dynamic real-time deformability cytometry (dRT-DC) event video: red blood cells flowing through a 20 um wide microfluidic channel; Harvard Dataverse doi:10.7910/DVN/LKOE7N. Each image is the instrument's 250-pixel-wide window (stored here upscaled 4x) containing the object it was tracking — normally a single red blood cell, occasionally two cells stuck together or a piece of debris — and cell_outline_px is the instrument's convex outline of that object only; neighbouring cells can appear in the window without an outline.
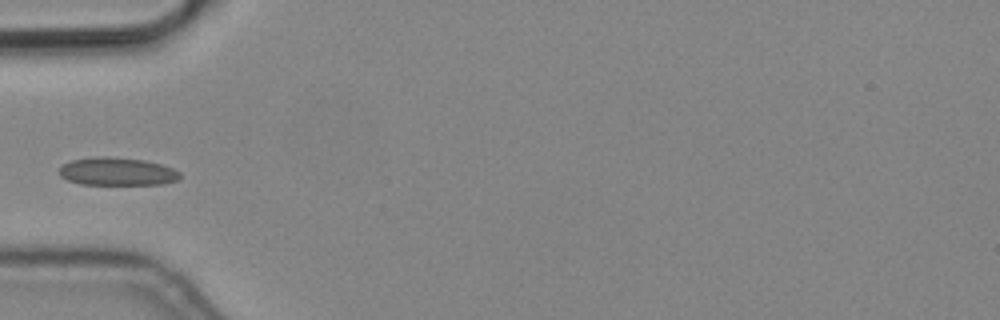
{"species": "common noctule bat (a hibernating species)", "species_latin": "Nyctalus noctula", "temperature_condition": "cold", "stored_images_in_passage": 4, "camera_frame_rate_fps": 3000, "um_per_image_px": 0.085, "animal": {"sex": "male", "body_mass_g": 19.2, "forearm_length_mm": 51.8}, "frame": {"image": 1, "passage_image": 4, "time_ms": 1.0, "image_size_px": [1000, 320], "cell_outline_px": [[180, 180], [164, 184], [80, 184], [68, 180], [60, 176], [60, 168], [64, 164], [72, 160], [96, 156], [108, 156], [144, 160], [160, 164], [172, 168], [180, 172]], "centroid_in_image_um": [9.98, 14.58], "position_along_channel_um": 75.0, "area_um2": 19.65}}